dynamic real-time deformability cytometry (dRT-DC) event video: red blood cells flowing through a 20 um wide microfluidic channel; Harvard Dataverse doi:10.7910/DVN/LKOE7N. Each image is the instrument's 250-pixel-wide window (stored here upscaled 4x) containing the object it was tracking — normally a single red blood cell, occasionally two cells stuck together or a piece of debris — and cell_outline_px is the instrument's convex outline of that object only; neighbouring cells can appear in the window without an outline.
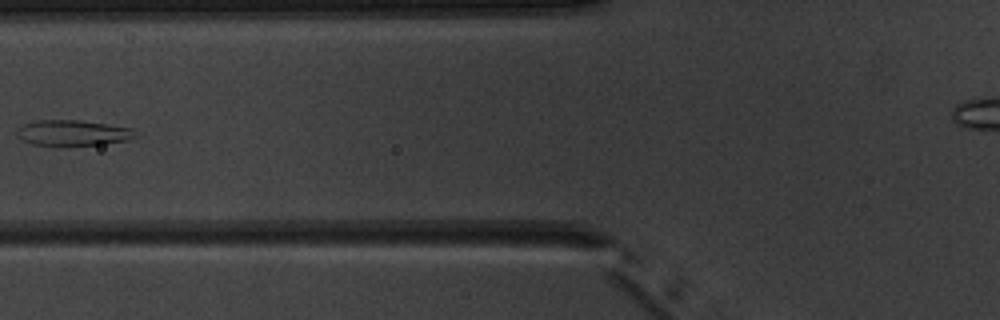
{"species": "common noctule bat (a hibernating species)", "species_latin": "Nyctalus noctula", "temperature_condition": "warm", "stored_images_in_passage": 5, "camera_frame_rate_fps": 3000, "um_per_image_px": 0.085, "animal": {"sex": "male", "body_mass_g": 20.1, "forearm_length_mm": 53.5}, "frame": {"image": 1, "passage_image": 5, "time_ms": 4.667, "image_size_px": [1000, 320], "cell_outline_px": [[140, 136], [128, 140], [104, 144], [64, 148], [32, 144], [24, 140], [16, 132], [24, 124], [40, 120], [80, 120], [132, 128]], "centroid_in_image_um": [6.26, 11.34], "position_along_channel_um": 119.5, "area_um2": 18.21}}